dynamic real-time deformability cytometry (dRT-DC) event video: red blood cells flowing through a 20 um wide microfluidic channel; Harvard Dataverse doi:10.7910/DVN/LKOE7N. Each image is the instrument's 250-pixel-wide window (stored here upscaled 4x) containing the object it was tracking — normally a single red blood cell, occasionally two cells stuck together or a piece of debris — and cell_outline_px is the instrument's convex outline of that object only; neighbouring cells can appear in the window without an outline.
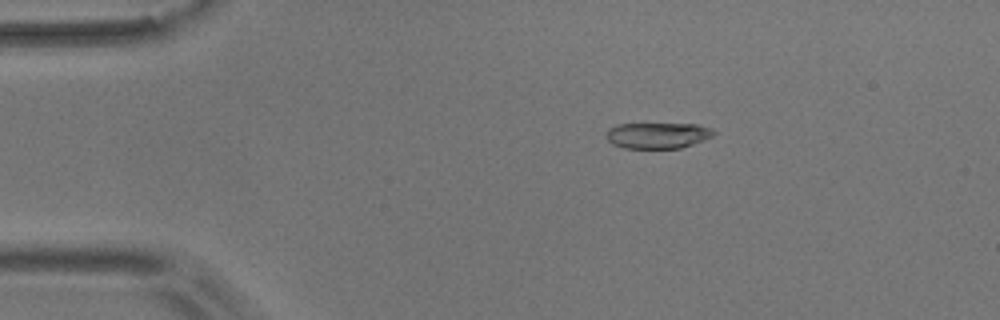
{"species": "common noctule bat (a hibernating species)", "species_latin": "Nyctalus noctula", "temperature_condition": "room temperature", "stored_images_in_passage": 46, "camera_frame_rate_fps": 3000, "um_per_image_px": 0.085, "animal": {"sex": "male", "body_mass_g": 17.9}, "frame": {"image": 1, "passage_image": 6, "time_ms": 1.667, "image_size_px": [1000, 320], "cell_outline_px": [[716, 132], [712, 136], [704, 140], [680, 148], [624, 148], [612, 144], [608, 140], [608, 128], [616, 124], [696, 124], [712, 128]], "centroid_in_image_um": [55.91, 11.5], "position_along_channel_um": 29.1, "area_um2": 16.18}}
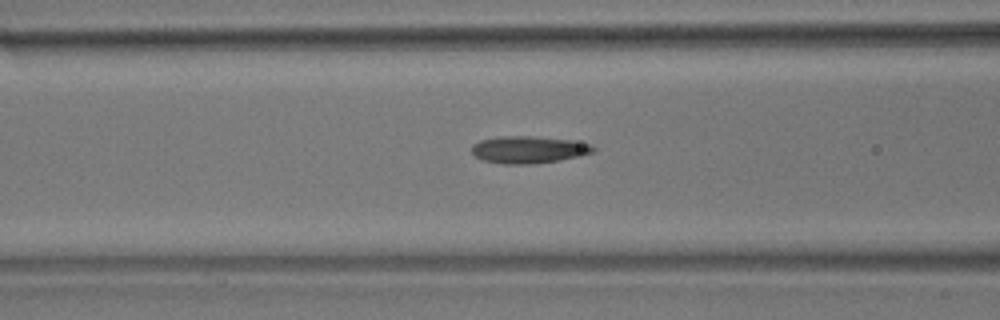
{"frame": {"image": 2, "passage_image": 18, "time_ms": 5.667, "image_size_px": [1000, 320], "cell_outline_px": [[596, 148], [592, 152], [580, 156], [560, 160], [532, 164], [504, 164], [480, 160], [472, 152], [472, 144], [480, 140], [500, 136], [532, 136], [572, 140], [592, 144]], "centroid_in_image_um": [44.93, 12.72], "position_along_channel_um": 121.7, "area_um2": 19.36}}
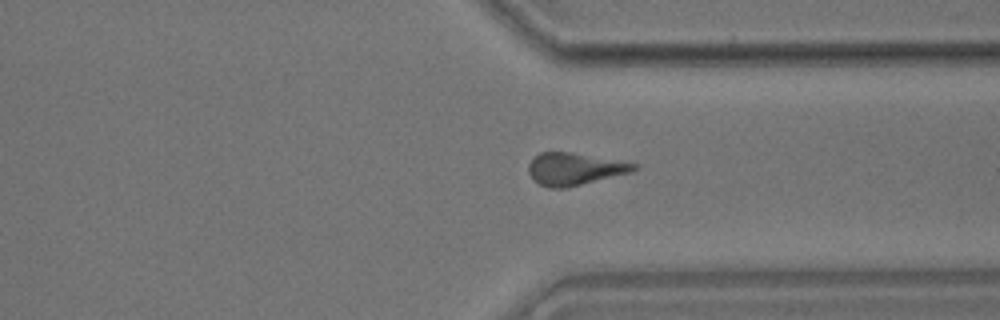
{"frame": {"image": 3, "passage_image": 38, "time_ms": 12.333, "image_size_px": [1000, 320], "cell_outline_px": [[640, 168], [632, 172], [564, 188], [548, 188], [532, 180], [528, 172], [528, 164], [540, 152], [572, 152], [640, 164]], "centroid_in_image_um": [48.85, 14.36], "position_along_channel_um": 362.5, "area_um2": 19.88}, "authors_computed_cell_mechanics": {"area_um2": 18.8717, "velocity_mm_per_s": 3.6248, "shape_relaxation_time_tau1_ms": 3.1152, "shape_relaxation_time_tau2_ms": 4.107, "deformation_change_tau1": 0.1715, "deformation_change_tau2": 0.1542}}